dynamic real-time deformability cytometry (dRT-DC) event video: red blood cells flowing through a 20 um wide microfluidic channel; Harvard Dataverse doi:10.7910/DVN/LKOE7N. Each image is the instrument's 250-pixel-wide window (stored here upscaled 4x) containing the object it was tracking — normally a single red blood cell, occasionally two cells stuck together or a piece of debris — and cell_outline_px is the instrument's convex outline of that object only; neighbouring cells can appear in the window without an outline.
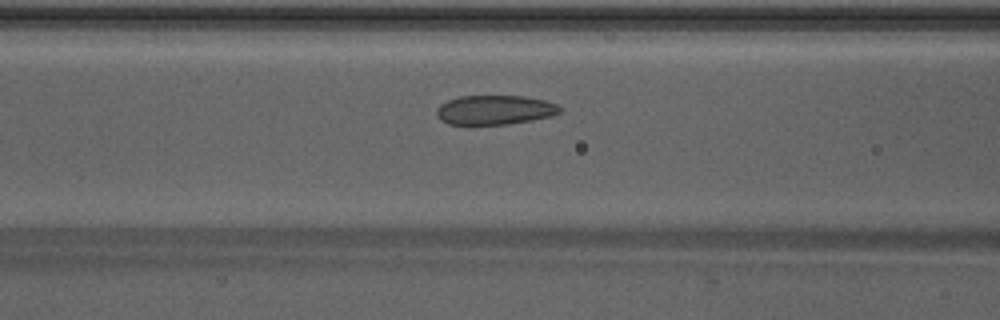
{"species": "Egyptian fruit bat (a non-hibernating species)", "species_latin": "Rousettus aegyptiacus", "temperature_condition": "warm", "stored_images_in_passage": 41, "camera_frame_rate_fps": 3000, "um_per_image_px": 0.085, "animal": {"sex": "male"}, "frame": {"image": 1, "passage_image": 13, "time_ms": 4.0, "image_size_px": [1000, 320], "cell_outline_px": [[560, 112], [552, 116], [532, 120], [508, 124], [448, 124], [440, 120], [436, 116], [436, 108], [440, 104], [448, 100], [460, 96], [524, 96], [544, 100], [556, 104], [560, 108]], "centroid_in_image_um": [42.02, 9.34], "position_along_channel_um": 124.6, "area_um2": 21.1}}
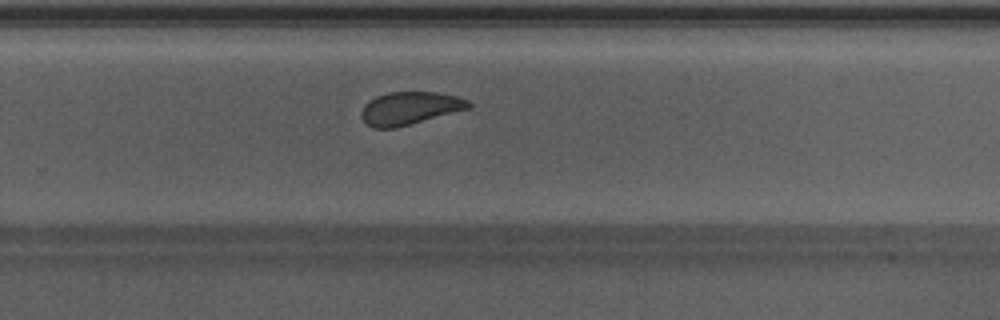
{"frame": {"image": 2, "passage_image": 25, "time_ms": 8.0, "image_size_px": [1000, 320], "cell_outline_px": [[472, 104], [468, 108], [396, 128], [372, 128], [360, 116], [360, 112], [364, 104], [368, 100], [376, 96], [388, 92], [436, 92], [456, 96], [468, 100]], "centroid_in_image_um": [34.77, 9.19], "position_along_channel_um": 295.0, "area_um2": 20.4}}
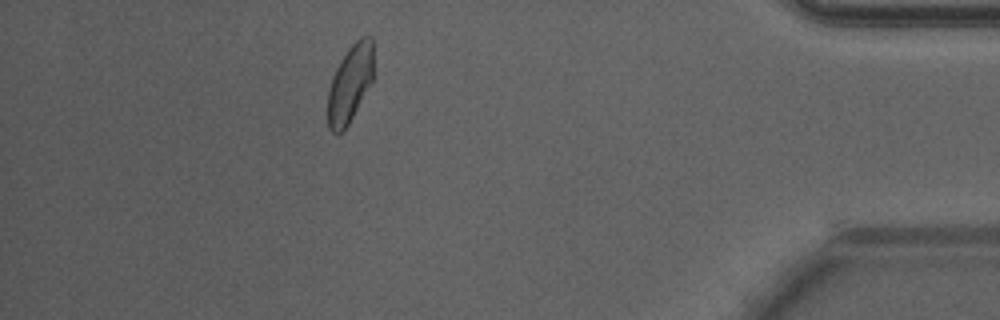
{"frame": {"image": 3, "passage_image": 36, "time_ms": 11.667, "image_size_px": [1000, 320], "cell_outline_px": [[372, 80], [344, 132], [336, 136], [328, 128], [328, 92], [332, 76], [336, 68], [348, 48], [360, 36], [372, 36]], "centroid_in_image_um": [29.72, 7.14], "position_along_channel_um": 405.5, "area_um2": 20.52}, "authors_computed_cell_mechanics": {"area_um2": 21.5594, "velocity_mm_per_s": 4.2692, "shape_relaxation_time_tau1_ms": 4.079, "shape_relaxation_time_tau2_ms": 1.2313, "deformation_change_tau1": 0.12, "deformation_change_tau2": 0.0645}}